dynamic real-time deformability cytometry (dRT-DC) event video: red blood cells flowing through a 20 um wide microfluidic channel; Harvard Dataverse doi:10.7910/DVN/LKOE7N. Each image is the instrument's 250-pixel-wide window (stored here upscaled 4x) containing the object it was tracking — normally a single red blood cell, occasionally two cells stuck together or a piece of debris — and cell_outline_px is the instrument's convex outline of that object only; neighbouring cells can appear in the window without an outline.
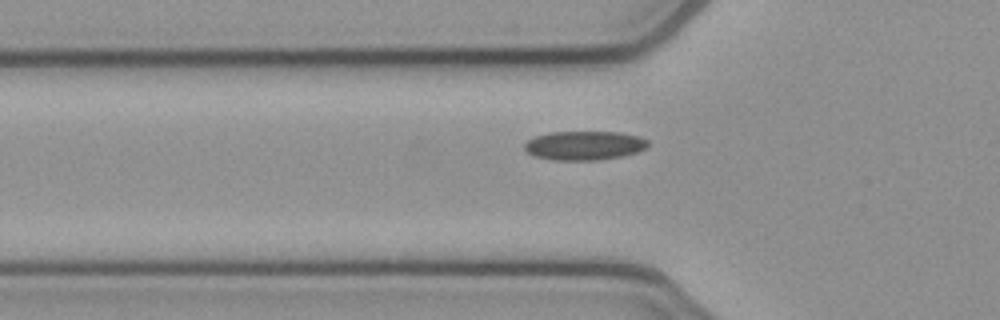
{"species": "common noctule bat (a hibernating species)", "species_latin": "Nyctalus noctula", "temperature_condition": "cold", "stored_images_in_passage": 35, "camera_frame_rate_fps": 3000, "um_per_image_px": 0.085, "animal": {"sex": "female", "body_mass_g": 21.9}, "frame": {"image": 1, "passage_image": 3, "time_ms": 0.667, "image_size_px": [1000, 320], "cell_outline_px": [[648, 148], [624, 156], [600, 160], [552, 160], [536, 156], [528, 152], [524, 148], [524, 144], [528, 140], [536, 136], [548, 132], [620, 132], [640, 136], [648, 140]], "centroid_in_image_um": [49.71, 12.37], "position_along_channel_um": 76.1, "area_um2": 21.04}}
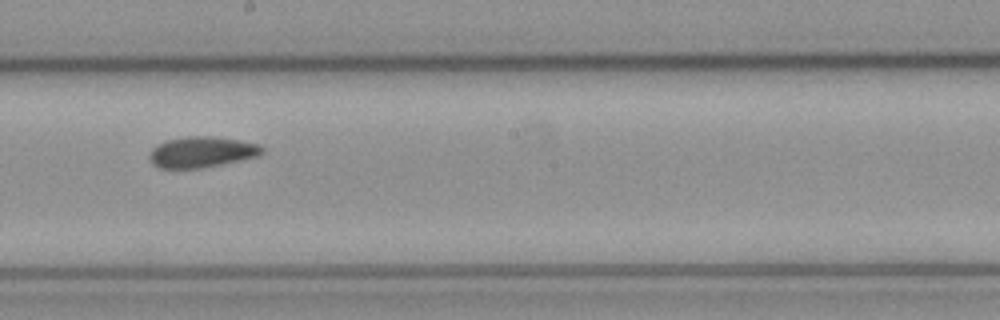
{"frame": {"image": 2, "passage_image": 15, "time_ms": 4.667, "image_size_px": [1000, 320], "cell_outline_px": [[264, 152], [260, 156], [200, 168], [160, 168], [152, 164], [148, 156], [152, 148], [156, 144], [168, 140], [188, 136], [212, 136], [260, 144], [264, 148]], "centroid_in_image_um": [17.14, 12.92], "position_along_channel_um": 231.1, "area_um2": 20.23}}
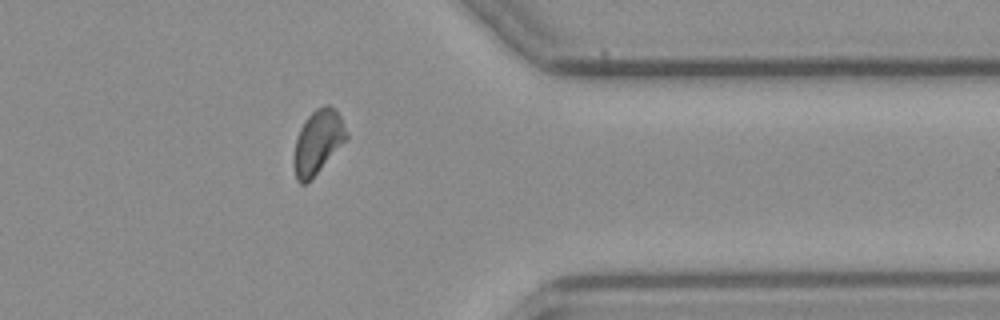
{"frame": {"image": 3, "passage_image": 28, "time_ms": 9.0, "image_size_px": [1000, 320], "cell_outline_px": [[348, 136], [308, 184], [300, 184], [296, 180], [292, 164], [292, 160], [296, 140], [300, 128], [304, 120], [316, 108], [328, 104], [336, 108], [348, 132]], "centroid_in_image_um": [26.98, 12.08], "position_along_channel_um": 384.4, "area_um2": 19.71}}